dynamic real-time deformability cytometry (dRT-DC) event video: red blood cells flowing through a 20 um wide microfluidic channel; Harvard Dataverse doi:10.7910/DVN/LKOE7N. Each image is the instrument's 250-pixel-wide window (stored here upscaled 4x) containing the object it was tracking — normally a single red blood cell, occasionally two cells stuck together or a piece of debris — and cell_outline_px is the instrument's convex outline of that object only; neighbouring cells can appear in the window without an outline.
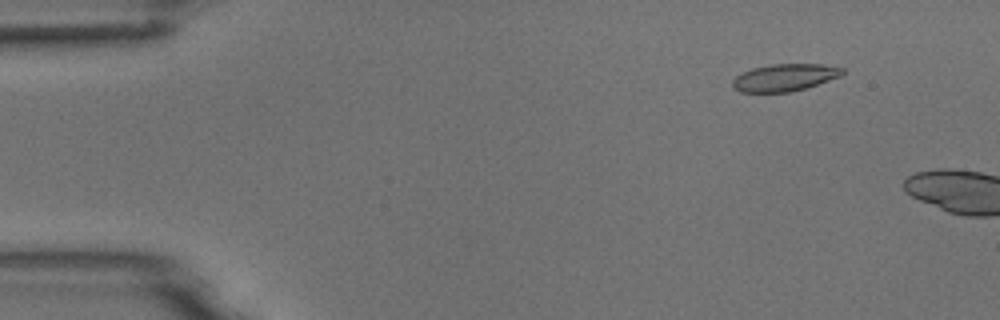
{"species": "common noctule bat (a hibernating species)", "species_latin": "Nyctalus noctula", "temperature_condition": "room temperature", "stored_images_in_passage": 9, "camera_frame_rate_fps": 3000, "um_per_image_px": 0.085, "animal": {"sex": "male", "body_mass_g": 18.8}, "frame": {"image": 1, "passage_image": 6, "time_ms": 1.667, "image_size_px": [1000, 320], "cell_outline_px": [[844, 72], [840, 76], [792, 92], [740, 92], [732, 88], [732, 80], [736, 76], [752, 68], [772, 64], [820, 64], [844, 68]], "centroid_in_image_um": [66.65, 6.59], "position_along_channel_um": 18.3, "area_um2": 17.28}}